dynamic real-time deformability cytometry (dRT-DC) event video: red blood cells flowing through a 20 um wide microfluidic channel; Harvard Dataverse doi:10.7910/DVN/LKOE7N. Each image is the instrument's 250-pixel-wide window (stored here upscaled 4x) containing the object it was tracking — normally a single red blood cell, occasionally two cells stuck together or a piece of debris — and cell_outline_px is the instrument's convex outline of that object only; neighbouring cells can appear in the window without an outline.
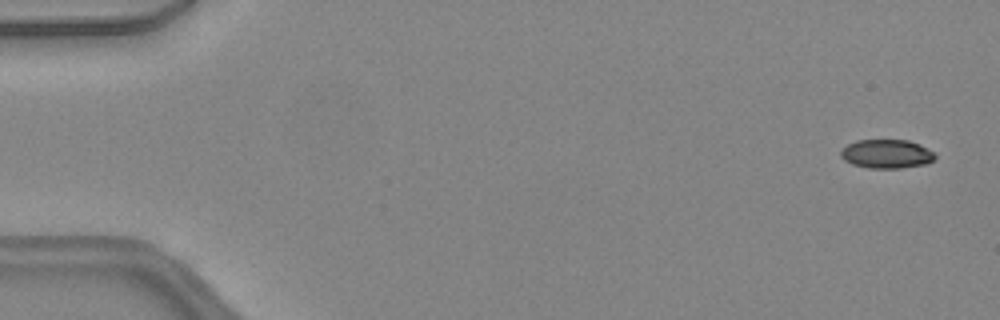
{"species": "common noctule bat (a hibernating species)", "species_latin": "Nyctalus noctula", "temperature_condition": "warm", "stored_images_in_passage": 46, "camera_frame_rate_fps": 3000, "um_per_image_px": 0.085, "animal": {"sex": "female", "body_mass_g": 24.6, "forearm_length_mm": 56.2}, "frame": {"image": 1, "passage_image": 2, "time_ms": 0.333, "image_size_px": [1000, 320], "cell_outline_px": [[936, 156], [928, 164], [900, 168], [868, 168], [852, 164], [844, 160], [840, 156], [840, 152], [848, 144], [856, 140], [908, 140], [920, 144], [932, 152]], "centroid_in_image_um": [75.35, 13.08], "position_along_channel_um": 9.6, "area_um2": 15.84}}
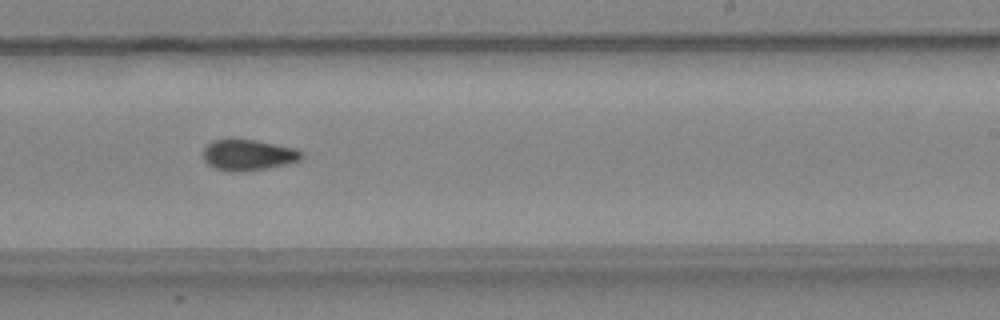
{"frame": {"image": 2, "passage_image": 29, "time_ms": 9.333, "image_size_px": [1000, 320], "cell_outline_px": [[304, 156], [300, 160], [284, 164], [244, 172], [232, 172], [216, 168], [208, 164], [204, 160], [204, 148], [212, 140], [228, 136], [232, 136], [260, 140], [296, 148], [304, 152]], "centroid_in_image_um": [21.09, 13.11], "position_along_channel_um": 267.9, "area_um2": 18.44}}
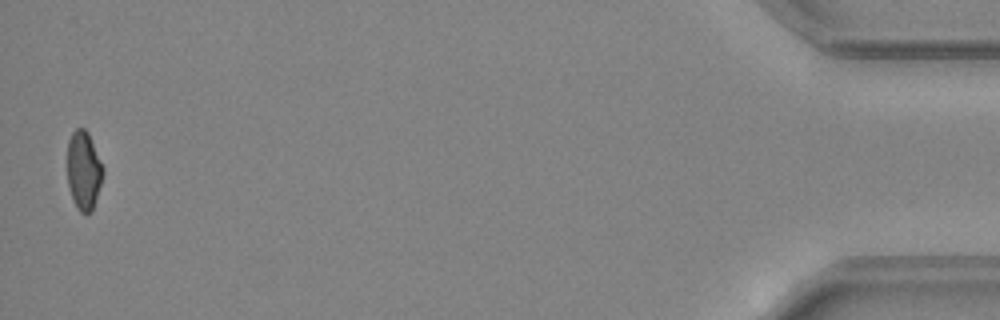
{"frame": {"image": 3, "passage_image": 46, "time_ms": 15.0, "image_size_px": [1000, 320], "cell_outline_px": [[104, 172], [92, 212], [88, 216], [84, 216], [76, 208], [68, 184], [68, 140], [72, 132], [76, 128], [84, 128], [88, 132], [104, 168]], "centroid_in_image_um": [7.12, 14.52], "position_along_channel_um": 428.1, "area_um2": 16.47}, "authors_computed_cell_mechanics": {"area_um2": 17.2822, "velocity_mm_per_s": 4.4941, "shape_relaxation_time_tau1_ms": null, "shape_relaxation_time_tau2_ms": 2.9175, "deformation_change_tau1": null, "deformation_change_tau2": 0.0884}}